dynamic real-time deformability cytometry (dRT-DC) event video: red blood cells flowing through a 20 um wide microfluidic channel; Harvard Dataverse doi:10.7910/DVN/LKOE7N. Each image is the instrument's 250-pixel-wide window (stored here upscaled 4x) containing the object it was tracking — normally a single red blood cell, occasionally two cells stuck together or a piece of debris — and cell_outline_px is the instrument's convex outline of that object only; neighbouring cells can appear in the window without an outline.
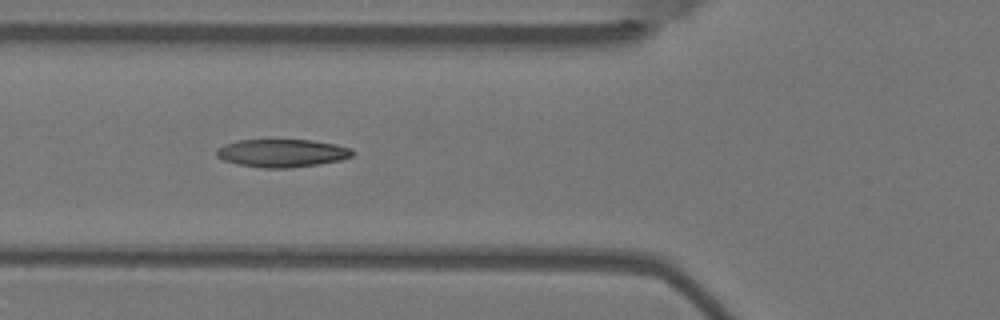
{"species": "Egyptian fruit bat (a non-hibernating species)", "species_latin": "Rousettus aegyptiacus", "temperature_condition": "warm", "stored_images_in_passage": 5, "camera_frame_rate_fps": 3000, "um_per_image_px": 0.085, "animal": {"sex": "female"}, "frame": {"image": 1, "passage_image": 2, "time_ms": 0.333, "image_size_px": [1000, 320], "cell_outline_px": [[356, 152], [352, 156], [340, 160], [320, 164], [288, 168], [264, 168], [236, 164], [224, 160], [216, 156], [216, 148], [224, 144], [236, 140], [312, 140], [336, 144], [352, 148]], "centroid_in_image_um": [23.98, 13.01], "position_along_channel_um": 101.8, "area_um2": 22.37}}
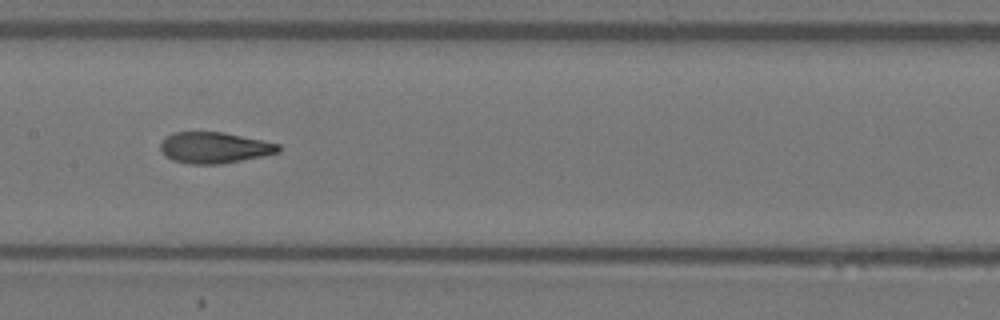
{"frame": {"image": 2, "passage_image": 4, "time_ms": 1.0, "image_size_px": [1000, 320], "cell_outline_px": [[280, 152], [264, 156], [220, 164], [188, 164], [172, 160], [164, 156], [160, 148], [160, 144], [172, 132], [224, 132], [280, 144]], "centroid_in_image_um": [18.22, 12.56], "position_along_channel_um": 189.2, "area_um2": 21.44}}
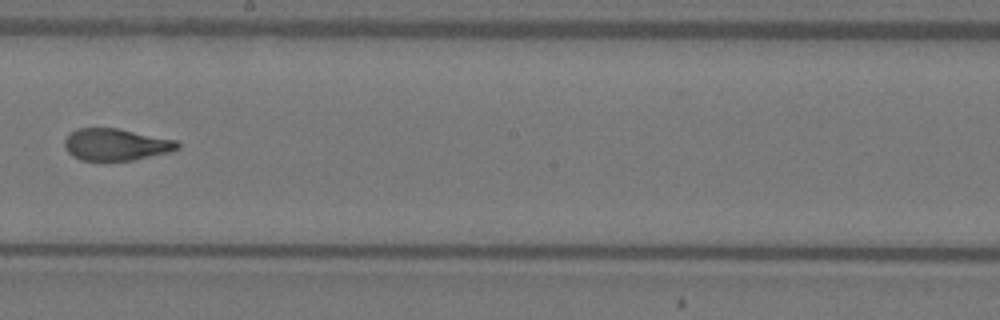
{"frame": {"image": 3, "passage_image": 5, "time_ms": 1.333, "image_size_px": [1000, 320], "cell_outline_px": [[180, 148], [172, 152], [132, 160], [80, 160], [72, 156], [64, 148], [64, 140], [76, 128], [116, 128], [176, 140], [180, 144]], "centroid_in_image_um": [9.86, 12.29], "position_along_channel_um": 238.3, "area_um2": 20.98}}